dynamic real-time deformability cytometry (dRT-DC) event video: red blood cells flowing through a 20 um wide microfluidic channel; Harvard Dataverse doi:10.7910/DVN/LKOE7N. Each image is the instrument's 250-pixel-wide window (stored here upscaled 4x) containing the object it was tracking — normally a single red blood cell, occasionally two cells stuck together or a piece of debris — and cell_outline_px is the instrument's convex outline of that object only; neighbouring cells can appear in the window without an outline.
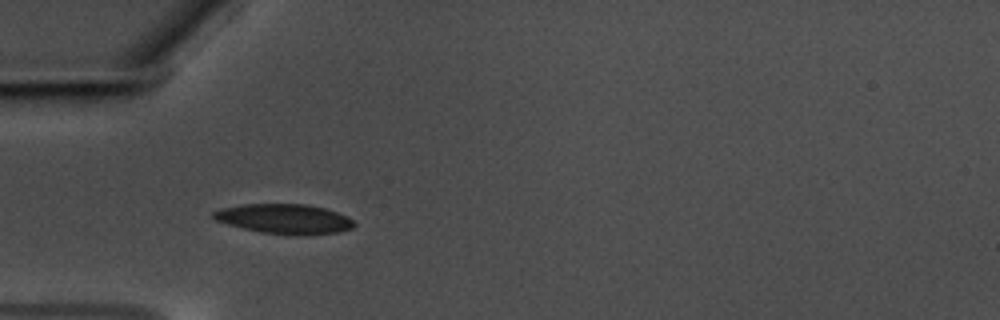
{"species": "common noctule bat (a hibernating species)", "species_latin": "Nyctalus noctula", "temperature_condition": "warm", "stored_images_in_passage": 7, "camera_frame_rate_fps": 3000, "um_per_image_px": 0.085, "animal": {"sex": "male", "body_mass_g": 17.5, "forearm_length_mm": 52.3}, "frame": {"image": 1, "passage_image": 4, "time_ms": 1.0, "image_size_px": [1000, 320], "cell_outline_px": [[356, 224], [352, 228], [336, 232], [300, 236], [292, 236], [260, 232], [228, 224], [216, 220], [208, 216], [212, 212], [220, 208], [244, 204], [308, 204], [324, 208], [348, 216]], "centroid_in_image_um": [24.15, 18.61], "position_along_channel_um": 60.9, "area_um2": 24.62}}